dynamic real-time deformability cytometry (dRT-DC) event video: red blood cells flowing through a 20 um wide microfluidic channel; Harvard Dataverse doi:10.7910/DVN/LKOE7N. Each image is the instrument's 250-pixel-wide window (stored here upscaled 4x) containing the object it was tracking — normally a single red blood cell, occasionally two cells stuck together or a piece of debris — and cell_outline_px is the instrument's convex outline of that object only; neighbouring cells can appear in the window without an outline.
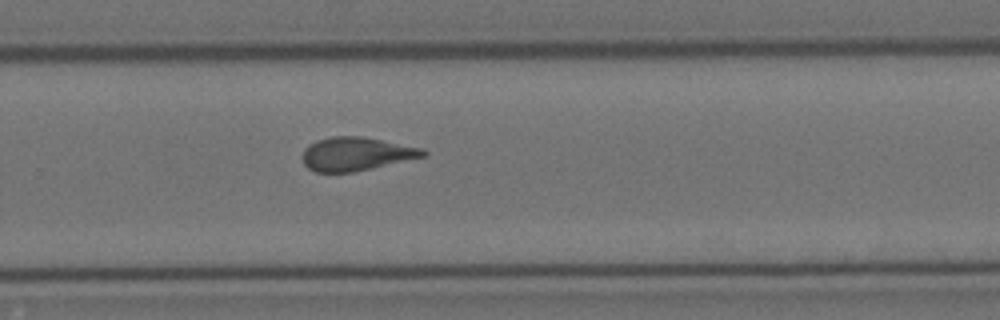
{"species": "Egyptian fruit bat (a non-hibernating species)", "species_latin": "Rousettus aegyptiacus", "temperature_condition": "cold", "stored_images_in_passage": 9, "camera_frame_rate_fps": 3000, "um_per_image_px": 0.085, "animal": {"sex": "female"}, "frame": {"image": 1, "passage_image": 9, "time_ms": 10.333, "image_size_px": [1000, 320], "cell_outline_px": [[428, 152], [424, 156], [352, 172], [316, 172], [308, 168], [304, 164], [300, 156], [304, 148], [308, 144], [316, 140], [332, 136], [364, 136], [424, 148]], "centroid_in_image_um": [30.22, 13.06], "position_along_channel_um": 299.6, "area_um2": 23.64}}